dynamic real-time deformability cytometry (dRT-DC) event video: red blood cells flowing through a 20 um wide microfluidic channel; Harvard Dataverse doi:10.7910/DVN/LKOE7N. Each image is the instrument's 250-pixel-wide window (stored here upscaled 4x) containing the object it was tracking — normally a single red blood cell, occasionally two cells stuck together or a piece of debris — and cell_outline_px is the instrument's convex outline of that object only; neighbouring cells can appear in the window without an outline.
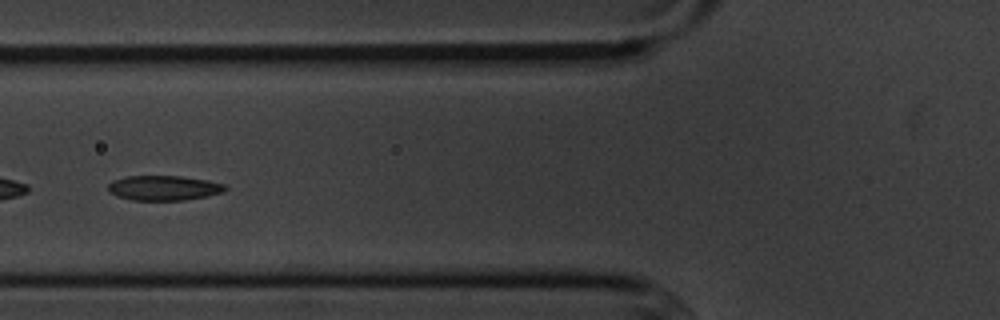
{"species": "common noctule bat (a hibernating species)", "species_latin": "Nyctalus noctula", "temperature_condition": "cold", "stored_images_in_passage": 52, "camera_frame_rate_fps": 3000, "um_per_image_px": 0.085, "animal": {"sex": "male", "body_mass_g": 20.1, "forearm_length_mm": 53.5}, "frame": {"image": 1, "passage_image": 19, "time_ms": 6.0, "image_size_px": [1000, 320], "cell_outline_px": [[228, 188], [224, 192], [208, 196], [184, 200], [132, 200], [116, 196], [108, 192], [108, 184], [112, 180], [124, 176], [180, 176], [208, 180], [224, 184]], "centroid_in_image_um": [13.91, 15.97], "position_along_channel_um": 111.9, "area_um2": 17.17}}
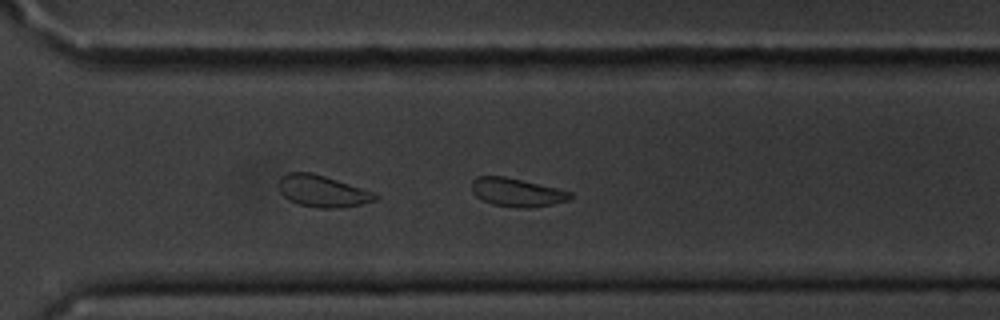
{"frame": {"image": 2, "passage_image": 37, "time_ms": 12.0, "image_size_px": [1000, 320], "cell_outline_px": [[572, 196], [568, 200], [552, 204], [532, 208], [520, 208], [492, 204], [476, 196], [472, 192], [472, 180], [480, 176], [504, 176], [556, 188], [572, 192]], "centroid_in_image_um": [43.93, 16.35], "position_along_channel_um": 326.7, "area_um2": 16.13}}
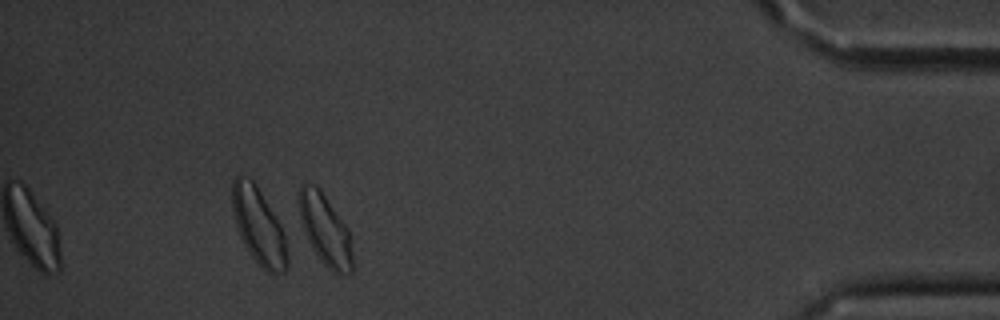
{"frame": {"image": 3, "passage_image": 48, "time_ms": 15.667, "image_size_px": [1000, 320], "cell_outline_px": [[352, 272], [332, 272], [320, 260], [304, 228], [300, 216], [300, 188], [304, 184], [316, 188], [324, 196], [348, 228], [352, 256]], "centroid_in_image_um": [27.68, 19.59], "position_along_channel_um": 407.5, "area_um2": 20.63}, "authors_computed_cell_mechanics": {"area_um2": 17.6001, "velocity_mm_per_s": 3.5801, "shape_relaxation_time_tau1_ms": 5.7272, "shape_relaxation_time_tau2_ms": 6.548, "deformation_change_tau1": 0.1209, "deformation_change_tau2": 0.1118}}